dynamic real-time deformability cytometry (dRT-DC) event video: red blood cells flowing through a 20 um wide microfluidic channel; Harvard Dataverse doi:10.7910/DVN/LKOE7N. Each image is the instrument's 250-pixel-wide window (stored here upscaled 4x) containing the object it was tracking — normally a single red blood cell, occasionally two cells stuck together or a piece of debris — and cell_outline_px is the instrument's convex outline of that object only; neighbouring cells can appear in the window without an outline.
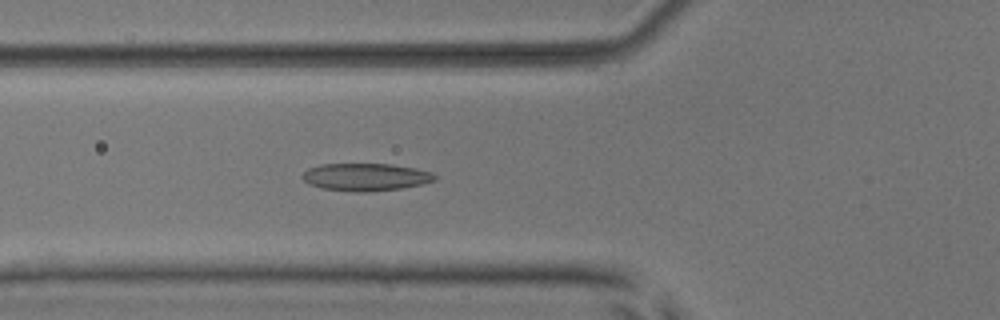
{"species": "common noctule bat (a hibernating species)", "species_latin": "Nyctalus noctula", "temperature_condition": "room temperature", "stored_images_in_passage": 38, "camera_frame_rate_fps": 3000, "um_per_image_px": 0.085, "animal": {"sex": "male", "body_mass_g": 17.9, "forearm_length_mm": 54.2}, "frame": {"image": 1, "passage_image": 5, "time_ms": 1.333, "image_size_px": [1000, 320], "cell_outline_px": [[436, 180], [420, 184], [400, 188], [368, 192], [360, 192], [324, 188], [308, 184], [300, 176], [308, 168], [320, 164], [392, 164], [416, 168], [432, 172], [436, 176]], "centroid_in_image_um": [31.07, 15.03], "position_along_channel_um": 94.7, "area_um2": 21.15}}
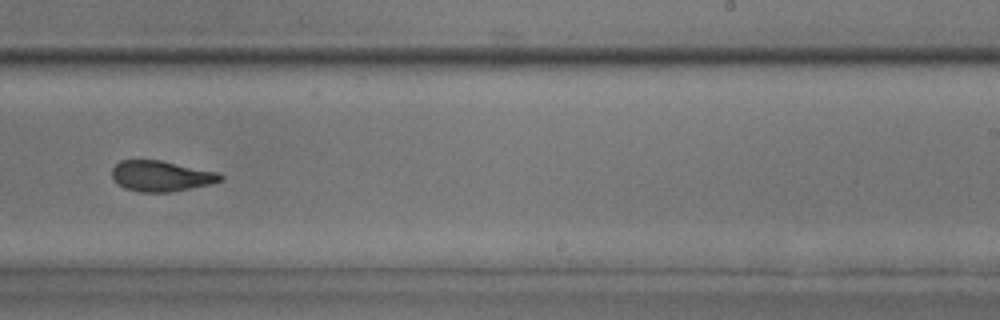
{"frame": {"image": 2, "passage_image": 19, "time_ms": 6.0, "image_size_px": [1000, 320], "cell_outline_px": [[224, 180], [212, 184], [168, 192], [140, 192], [124, 188], [112, 180], [112, 168], [120, 160], [160, 160], [216, 172], [224, 176]], "centroid_in_image_um": [13.68, 14.97], "position_along_channel_um": 275.3, "area_um2": 19.36}}
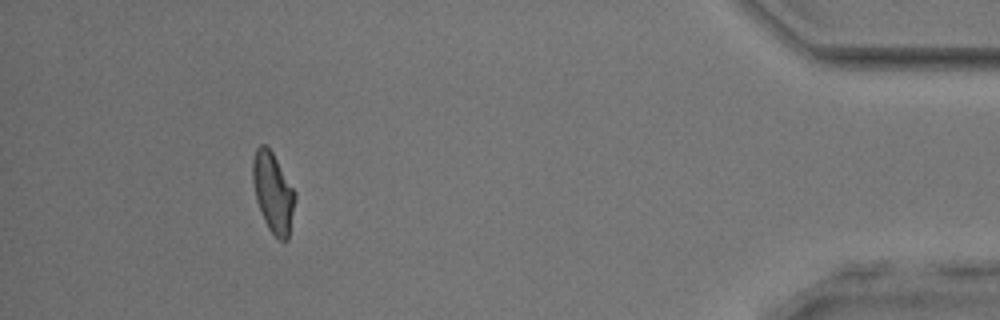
{"frame": {"image": 3, "passage_image": 34, "time_ms": 11.0, "image_size_px": [1000, 320], "cell_outline_px": [[296, 196], [288, 240], [280, 240], [268, 228], [264, 220], [256, 200], [252, 180], [252, 160], [256, 148], [260, 144], [264, 144], [272, 152], [296, 192]], "centroid_in_image_um": [23.2, 16.35], "position_along_channel_um": 412.0, "area_um2": 19.65}, "authors_computed_cell_mechanics": {"area_um2": 20.23, "velocity_mm_per_s": 3.8851, "shape_relaxation_time_tau1_ms": 4.9522, "shape_relaxation_time_tau2_ms": 2.0484, "deformation_change_tau1": 0.1516, "deformation_change_tau2": 0.0847}}